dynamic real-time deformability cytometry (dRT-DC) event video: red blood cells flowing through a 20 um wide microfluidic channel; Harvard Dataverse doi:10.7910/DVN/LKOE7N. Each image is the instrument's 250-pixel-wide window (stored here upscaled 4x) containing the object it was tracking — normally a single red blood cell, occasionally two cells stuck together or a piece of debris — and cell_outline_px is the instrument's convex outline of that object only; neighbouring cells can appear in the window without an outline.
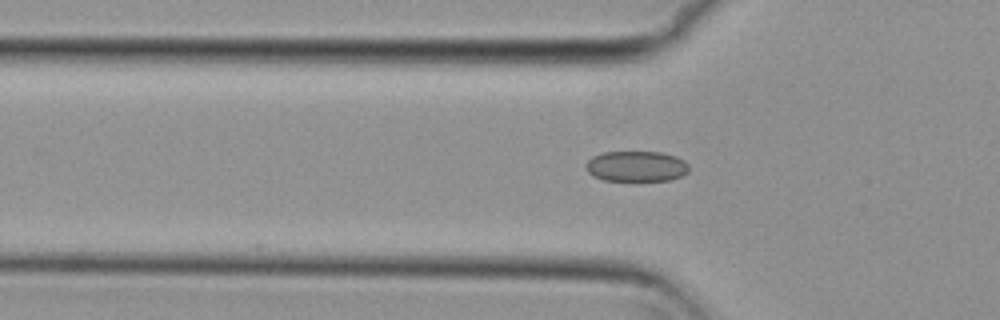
{"species": "common noctule bat (a hibernating species)", "species_latin": "Nyctalus noctula", "temperature_condition": "cold", "stored_images_in_passage": 40, "camera_frame_rate_fps": 3000, "um_per_image_px": 0.085, "animal": {"sex": "female", "body_mass_g": 29.2, "forearm_length_mm": 56.3}, "frame": {"image": 1, "passage_image": 4, "time_ms": 1.0, "image_size_px": [1000, 320], "cell_outline_px": [[688, 172], [680, 176], [668, 180], [604, 180], [592, 176], [588, 172], [584, 164], [592, 156], [604, 152], [664, 152], [676, 156], [684, 160], [688, 164]], "centroid_in_image_um": [54.07, 14.12], "position_along_channel_um": 71.7, "area_um2": 18.38}}
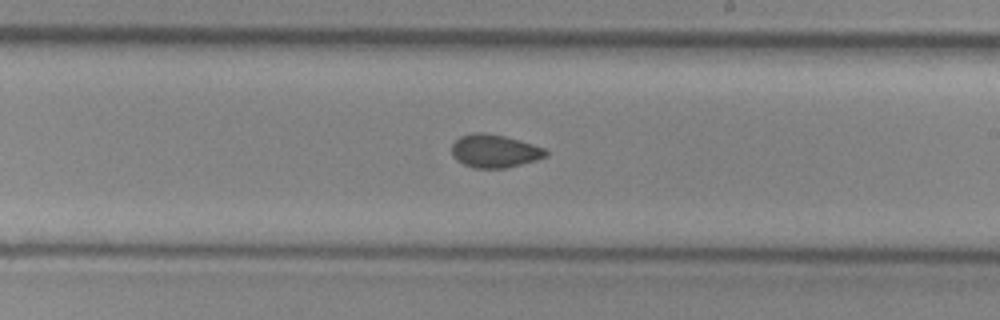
{"frame": {"image": 2, "passage_image": 18, "time_ms": 5.667, "image_size_px": [1000, 320], "cell_outline_px": [[548, 156], [536, 160], [504, 168], [476, 168], [464, 164], [456, 160], [452, 156], [452, 144], [460, 136], [476, 132], [480, 132], [504, 136], [532, 144], [544, 148], [548, 152]], "centroid_in_image_um": [42.02, 12.84], "position_along_channel_um": 247.0, "area_um2": 17.98}}
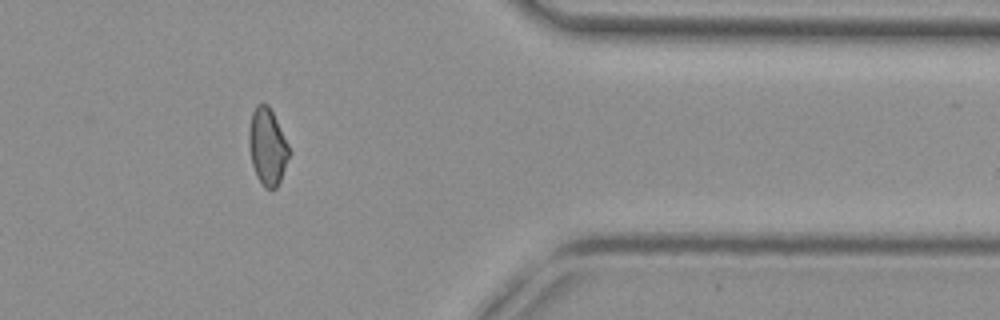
{"frame": {"image": 3, "passage_image": 31, "time_ms": 10.0, "image_size_px": [1000, 320], "cell_outline_px": [[292, 152], [280, 180], [276, 188], [264, 188], [256, 176], [252, 164], [248, 144], [248, 132], [252, 112], [256, 104], [268, 104]], "centroid_in_image_um": [22.73, 12.48], "position_along_channel_um": 388.7, "area_um2": 18.03}}